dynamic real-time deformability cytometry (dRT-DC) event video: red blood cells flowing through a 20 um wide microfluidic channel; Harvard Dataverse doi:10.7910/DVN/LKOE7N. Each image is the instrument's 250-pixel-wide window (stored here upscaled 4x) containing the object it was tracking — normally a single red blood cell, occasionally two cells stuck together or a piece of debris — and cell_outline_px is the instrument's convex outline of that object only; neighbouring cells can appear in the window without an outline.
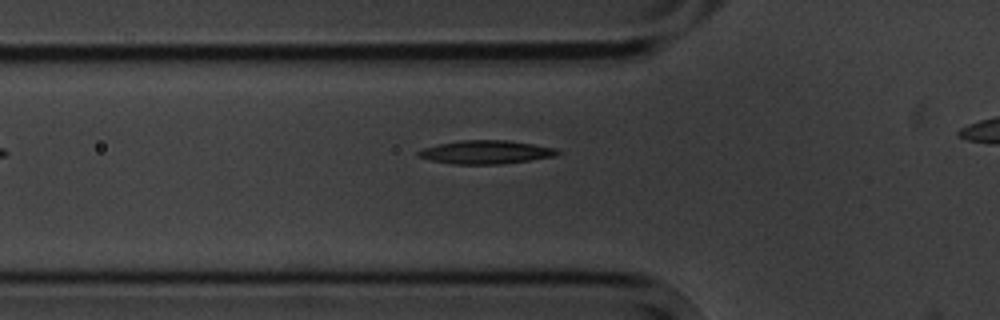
{"species": "common noctule bat (a hibernating species)", "species_latin": "Nyctalus noctula", "temperature_condition": "cold", "stored_images_in_passage": 5, "camera_frame_rate_fps": 3000, "um_per_image_px": 0.085, "animal": {"sex": "male", "body_mass_g": 20.1, "forearm_length_mm": 53.5}, "frame": {"image": 1, "passage_image": 4, "time_ms": 4.333, "image_size_px": [1000, 320], "cell_outline_px": [[564, 152], [556, 156], [532, 160], [500, 164], [452, 164], [432, 160], [416, 156], [416, 152], [424, 148], [436, 144], [460, 140], [508, 140], [556, 148]], "centroid_in_image_um": [41.33, 12.93], "position_along_channel_um": 84.5, "area_um2": 19.19}}